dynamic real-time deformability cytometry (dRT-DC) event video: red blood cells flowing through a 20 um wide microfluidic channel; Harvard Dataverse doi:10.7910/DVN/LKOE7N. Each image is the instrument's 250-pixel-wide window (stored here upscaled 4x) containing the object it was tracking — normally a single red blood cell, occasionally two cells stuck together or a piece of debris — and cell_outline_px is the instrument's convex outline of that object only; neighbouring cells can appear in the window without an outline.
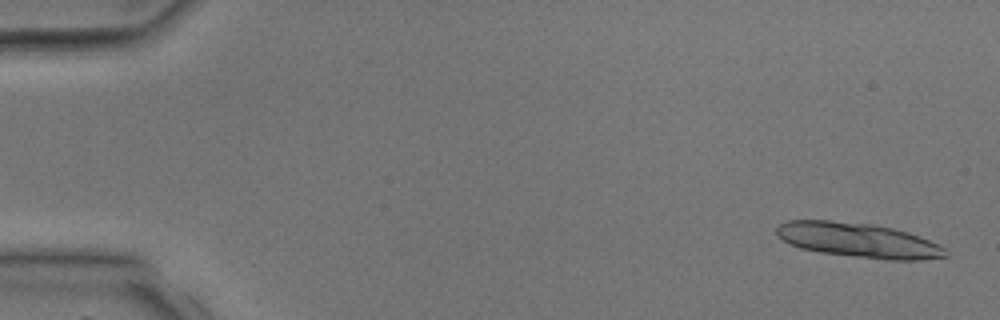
{"species": "common noctule bat (a hibernating species)", "species_latin": "Nyctalus noctula", "temperature_condition": "room temperature", "stored_images_in_passage": 4, "camera_frame_rate_fps": 3000, "um_per_image_px": 0.085, "animal": {"sex": "male", "body_mass_g": 17.9, "forearm_length_mm": 54.2}, "frame": {"image": 1, "passage_image": 1, "time_ms": 0.0, "image_size_px": [1000, 320], "cell_outline_px": [[948, 256], [920, 260], [888, 260], [820, 252], [800, 248], [788, 244], [776, 232], [776, 228], [780, 224], [788, 220], [832, 220], [872, 224], [892, 228], [908, 232], [920, 236], [944, 248], [948, 252]], "centroid_in_image_um": [72.96, 20.41], "position_along_channel_um": 12.0, "area_um2": 33.99}}